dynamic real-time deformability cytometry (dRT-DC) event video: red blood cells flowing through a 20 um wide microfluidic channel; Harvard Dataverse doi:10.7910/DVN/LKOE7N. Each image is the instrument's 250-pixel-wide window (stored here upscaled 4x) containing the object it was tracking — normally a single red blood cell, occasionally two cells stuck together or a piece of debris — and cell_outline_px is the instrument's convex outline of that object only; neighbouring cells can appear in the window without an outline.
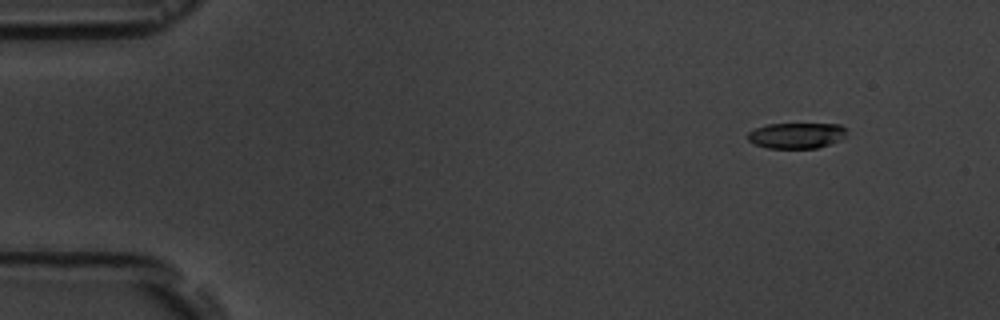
{"species": "common noctule bat (a hibernating species)", "species_latin": "Nyctalus noctula", "temperature_condition": "room temperature", "stored_images_in_passage": 4, "camera_frame_rate_fps": 3000, "um_per_image_px": 0.085, "animal": {"sex": "male", "body_mass_g": 19.5, "forearm_length_mm": 54.6}, "frame": {"image": 1, "passage_image": 1, "time_ms": 0.0, "image_size_px": [1000, 320], "cell_outline_px": [[848, 128], [844, 136], [840, 140], [816, 148], [768, 148], [756, 144], [748, 140], [748, 132], [756, 128], [768, 124], [840, 124]], "centroid_in_image_um": [67.72, 11.51], "position_along_channel_um": 17.3, "area_um2": 14.74}}
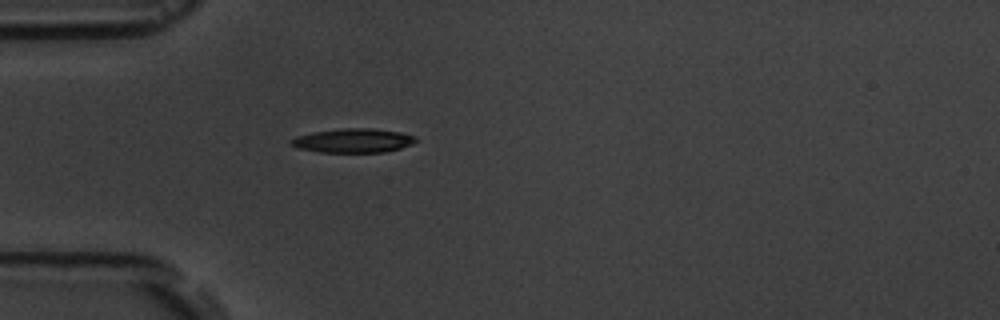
{"frame": {"image": 2, "passage_image": 4, "time_ms": 3.667, "image_size_px": [1000, 320], "cell_outline_px": [[416, 140], [412, 144], [400, 148], [384, 152], [320, 152], [296, 148], [288, 144], [288, 140], [296, 136], [312, 132], [344, 128], [372, 128], [400, 132], [416, 136]], "centroid_in_image_um": [29.96, 11.95], "position_along_channel_um": 55.0, "area_um2": 17.63}}